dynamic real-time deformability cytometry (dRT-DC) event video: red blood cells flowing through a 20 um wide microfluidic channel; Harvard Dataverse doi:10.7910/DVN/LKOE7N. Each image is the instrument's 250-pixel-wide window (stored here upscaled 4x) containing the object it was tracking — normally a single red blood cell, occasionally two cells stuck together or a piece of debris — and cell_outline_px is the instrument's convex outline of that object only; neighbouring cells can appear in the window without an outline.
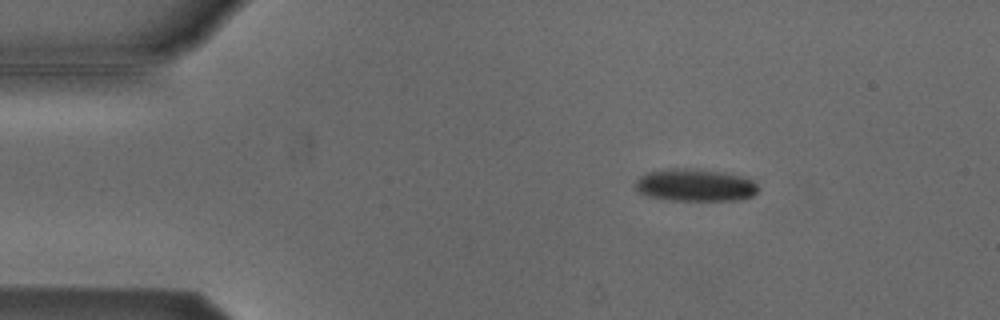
{"species": "Egyptian fruit bat (a non-hibernating species)", "species_latin": "Rousettus aegyptiacus", "temperature_condition": "cold", "stored_images_in_passage": 4, "camera_frame_rate_fps": 3000, "um_per_image_px": 0.085, "animal": {"sex": "male"}, "frame": {"image": 1, "passage_image": 2, "time_ms": 0.333, "image_size_px": [1000, 320], "cell_outline_px": [[760, 192], [752, 196], [740, 200], [672, 200], [648, 196], [640, 192], [636, 188], [636, 180], [640, 176], [652, 172], [676, 168], [684, 168], [724, 172], [748, 176], [756, 180], [760, 188]], "centroid_in_image_um": [59.23, 15.74], "position_along_channel_um": 25.8, "area_um2": 23.35}}